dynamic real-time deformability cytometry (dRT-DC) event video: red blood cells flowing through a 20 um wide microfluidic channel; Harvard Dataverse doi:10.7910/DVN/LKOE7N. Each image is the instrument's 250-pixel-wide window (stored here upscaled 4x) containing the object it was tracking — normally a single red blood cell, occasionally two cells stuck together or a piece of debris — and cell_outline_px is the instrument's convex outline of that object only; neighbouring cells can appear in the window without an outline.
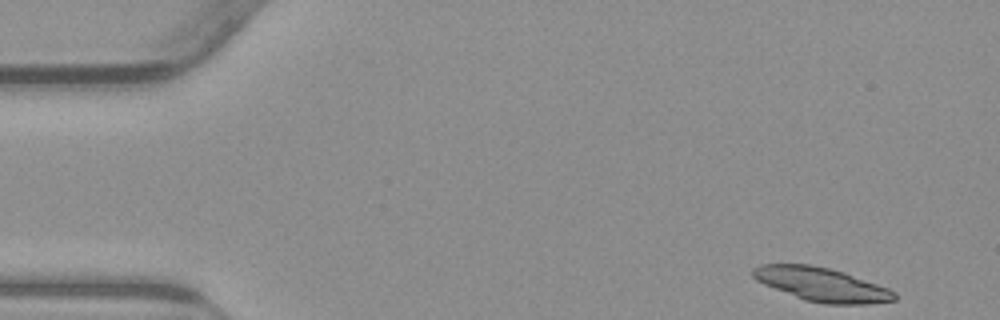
{"species": "common noctule bat (a hibernating species)", "species_latin": "Nyctalus noctula", "temperature_condition": "warm", "stored_images_in_passage": 50, "segment_of_instrument_passage": [1, 2], "camera_frame_rate_fps": 3000, "um_per_image_px": 0.085, "animal": {"sex": "male", "body_mass_g": 23.1, "forearm_length_mm": 52.7}, "frame": {"image": 1, "passage_image": 1, "time_ms": 0.0, "image_size_px": [1000, 320], "cell_outline_px": [[896, 300], [868, 304], [824, 304], [804, 300], [764, 284], [756, 280], [752, 276], [752, 268], [760, 264], [808, 264], [828, 268], [844, 272], [888, 288], [896, 292]], "centroid_in_image_um": [69.83, 24.18], "position_along_channel_um": 15.2, "area_um2": 27.74}}